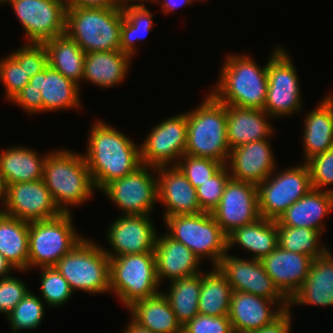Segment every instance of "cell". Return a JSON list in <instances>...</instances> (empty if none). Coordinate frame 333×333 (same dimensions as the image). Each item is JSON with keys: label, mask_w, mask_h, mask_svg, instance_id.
Masks as SVG:
<instances>
[{"label": "cell", "mask_w": 333, "mask_h": 333, "mask_svg": "<svg viewBox=\"0 0 333 333\" xmlns=\"http://www.w3.org/2000/svg\"><path fill=\"white\" fill-rule=\"evenodd\" d=\"M140 144L142 165L176 166L184 155L187 139V114L174 115L156 124Z\"/></svg>", "instance_id": "obj_14"}, {"label": "cell", "mask_w": 333, "mask_h": 333, "mask_svg": "<svg viewBox=\"0 0 333 333\" xmlns=\"http://www.w3.org/2000/svg\"><path fill=\"white\" fill-rule=\"evenodd\" d=\"M154 255L157 278L161 285L164 279L173 281L201 273V260L183 243L166 233L156 236Z\"/></svg>", "instance_id": "obj_23"}, {"label": "cell", "mask_w": 333, "mask_h": 333, "mask_svg": "<svg viewBox=\"0 0 333 333\" xmlns=\"http://www.w3.org/2000/svg\"><path fill=\"white\" fill-rule=\"evenodd\" d=\"M262 109L227 105V139L230 149L249 142L270 139L274 128Z\"/></svg>", "instance_id": "obj_26"}, {"label": "cell", "mask_w": 333, "mask_h": 333, "mask_svg": "<svg viewBox=\"0 0 333 333\" xmlns=\"http://www.w3.org/2000/svg\"><path fill=\"white\" fill-rule=\"evenodd\" d=\"M29 222L0 214V253L19 272L28 270Z\"/></svg>", "instance_id": "obj_34"}, {"label": "cell", "mask_w": 333, "mask_h": 333, "mask_svg": "<svg viewBox=\"0 0 333 333\" xmlns=\"http://www.w3.org/2000/svg\"><path fill=\"white\" fill-rule=\"evenodd\" d=\"M48 55V65L59 71L80 87L86 53L66 33L43 42Z\"/></svg>", "instance_id": "obj_33"}, {"label": "cell", "mask_w": 333, "mask_h": 333, "mask_svg": "<svg viewBox=\"0 0 333 333\" xmlns=\"http://www.w3.org/2000/svg\"><path fill=\"white\" fill-rule=\"evenodd\" d=\"M154 171L155 167L141 165L133 173L105 185L102 193L121 209V215H150L158 202Z\"/></svg>", "instance_id": "obj_12"}, {"label": "cell", "mask_w": 333, "mask_h": 333, "mask_svg": "<svg viewBox=\"0 0 333 333\" xmlns=\"http://www.w3.org/2000/svg\"><path fill=\"white\" fill-rule=\"evenodd\" d=\"M314 258L279 246L260 261L279 291L290 300L308 277Z\"/></svg>", "instance_id": "obj_22"}, {"label": "cell", "mask_w": 333, "mask_h": 333, "mask_svg": "<svg viewBox=\"0 0 333 333\" xmlns=\"http://www.w3.org/2000/svg\"><path fill=\"white\" fill-rule=\"evenodd\" d=\"M183 333H234L229 316L198 314L183 325Z\"/></svg>", "instance_id": "obj_47"}, {"label": "cell", "mask_w": 333, "mask_h": 333, "mask_svg": "<svg viewBox=\"0 0 333 333\" xmlns=\"http://www.w3.org/2000/svg\"><path fill=\"white\" fill-rule=\"evenodd\" d=\"M226 58L210 94L225 105L263 110L267 98V64L260 67L245 53L229 54Z\"/></svg>", "instance_id": "obj_2"}, {"label": "cell", "mask_w": 333, "mask_h": 333, "mask_svg": "<svg viewBox=\"0 0 333 333\" xmlns=\"http://www.w3.org/2000/svg\"><path fill=\"white\" fill-rule=\"evenodd\" d=\"M122 333H155V332L150 331L149 329H146V328H143V327L139 326L137 323H135L131 319L128 326H126V328L123 329Z\"/></svg>", "instance_id": "obj_53"}, {"label": "cell", "mask_w": 333, "mask_h": 333, "mask_svg": "<svg viewBox=\"0 0 333 333\" xmlns=\"http://www.w3.org/2000/svg\"><path fill=\"white\" fill-rule=\"evenodd\" d=\"M278 246L286 251L308 255L314 259L329 248L321 243L322 233L306 227L277 226ZM325 245V246H324Z\"/></svg>", "instance_id": "obj_38"}, {"label": "cell", "mask_w": 333, "mask_h": 333, "mask_svg": "<svg viewBox=\"0 0 333 333\" xmlns=\"http://www.w3.org/2000/svg\"><path fill=\"white\" fill-rule=\"evenodd\" d=\"M333 94H327L304 118L303 146L306 162L333 147Z\"/></svg>", "instance_id": "obj_30"}, {"label": "cell", "mask_w": 333, "mask_h": 333, "mask_svg": "<svg viewBox=\"0 0 333 333\" xmlns=\"http://www.w3.org/2000/svg\"><path fill=\"white\" fill-rule=\"evenodd\" d=\"M4 191L5 188L3 186L2 181L0 180V205H2L1 207L4 208ZM0 209V214L3 212V209Z\"/></svg>", "instance_id": "obj_54"}, {"label": "cell", "mask_w": 333, "mask_h": 333, "mask_svg": "<svg viewBox=\"0 0 333 333\" xmlns=\"http://www.w3.org/2000/svg\"><path fill=\"white\" fill-rule=\"evenodd\" d=\"M139 326L155 333H183V326L171 309L166 296L158 294L138 300L127 308Z\"/></svg>", "instance_id": "obj_31"}, {"label": "cell", "mask_w": 333, "mask_h": 333, "mask_svg": "<svg viewBox=\"0 0 333 333\" xmlns=\"http://www.w3.org/2000/svg\"><path fill=\"white\" fill-rule=\"evenodd\" d=\"M91 126L83 156L96 190L101 191L142 165L140 145L105 121L96 120Z\"/></svg>", "instance_id": "obj_1"}, {"label": "cell", "mask_w": 333, "mask_h": 333, "mask_svg": "<svg viewBox=\"0 0 333 333\" xmlns=\"http://www.w3.org/2000/svg\"><path fill=\"white\" fill-rule=\"evenodd\" d=\"M333 211V193L311 188L276 220L277 226L306 227L325 231L324 217Z\"/></svg>", "instance_id": "obj_24"}, {"label": "cell", "mask_w": 333, "mask_h": 333, "mask_svg": "<svg viewBox=\"0 0 333 333\" xmlns=\"http://www.w3.org/2000/svg\"><path fill=\"white\" fill-rule=\"evenodd\" d=\"M30 77L24 67L10 55L0 60V82L4 85L9 102L29 83Z\"/></svg>", "instance_id": "obj_45"}, {"label": "cell", "mask_w": 333, "mask_h": 333, "mask_svg": "<svg viewBox=\"0 0 333 333\" xmlns=\"http://www.w3.org/2000/svg\"><path fill=\"white\" fill-rule=\"evenodd\" d=\"M150 217L151 215H120L115 218L106 231L112 251L103 247L109 258L154 252L157 230Z\"/></svg>", "instance_id": "obj_17"}, {"label": "cell", "mask_w": 333, "mask_h": 333, "mask_svg": "<svg viewBox=\"0 0 333 333\" xmlns=\"http://www.w3.org/2000/svg\"><path fill=\"white\" fill-rule=\"evenodd\" d=\"M289 308V302L232 290L228 316L234 333H250L271 324Z\"/></svg>", "instance_id": "obj_19"}, {"label": "cell", "mask_w": 333, "mask_h": 333, "mask_svg": "<svg viewBox=\"0 0 333 333\" xmlns=\"http://www.w3.org/2000/svg\"><path fill=\"white\" fill-rule=\"evenodd\" d=\"M10 4L26 32V41L43 43L65 33L66 0H1Z\"/></svg>", "instance_id": "obj_13"}, {"label": "cell", "mask_w": 333, "mask_h": 333, "mask_svg": "<svg viewBox=\"0 0 333 333\" xmlns=\"http://www.w3.org/2000/svg\"><path fill=\"white\" fill-rule=\"evenodd\" d=\"M45 302L31 290L7 315L11 329L16 333L20 330L36 329L41 325L45 313Z\"/></svg>", "instance_id": "obj_39"}, {"label": "cell", "mask_w": 333, "mask_h": 333, "mask_svg": "<svg viewBox=\"0 0 333 333\" xmlns=\"http://www.w3.org/2000/svg\"><path fill=\"white\" fill-rule=\"evenodd\" d=\"M2 213L27 222L53 219L62 214L43 179L7 185Z\"/></svg>", "instance_id": "obj_15"}, {"label": "cell", "mask_w": 333, "mask_h": 333, "mask_svg": "<svg viewBox=\"0 0 333 333\" xmlns=\"http://www.w3.org/2000/svg\"><path fill=\"white\" fill-rule=\"evenodd\" d=\"M123 9L67 7L65 33L85 53L120 50Z\"/></svg>", "instance_id": "obj_5"}, {"label": "cell", "mask_w": 333, "mask_h": 333, "mask_svg": "<svg viewBox=\"0 0 333 333\" xmlns=\"http://www.w3.org/2000/svg\"><path fill=\"white\" fill-rule=\"evenodd\" d=\"M41 90L43 112L79 108L81 87L49 65L29 80Z\"/></svg>", "instance_id": "obj_27"}, {"label": "cell", "mask_w": 333, "mask_h": 333, "mask_svg": "<svg viewBox=\"0 0 333 333\" xmlns=\"http://www.w3.org/2000/svg\"><path fill=\"white\" fill-rule=\"evenodd\" d=\"M211 214L226 235L255 222L260 218L257 186L230 178Z\"/></svg>", "instance_id": "obj_18"}, {"label": "cell", "mask_w": 333, "mask_h": 333, "mask_svg": "<svg viewBox=\"0 0 333 333\" xmlns=\"http://www.w3.org/2000/svg\"><path fill=\"white\" fill-rule=\"evenodd\" d=\"M132 58L121 50L86 53L82 82L105 89L117 86L125 81Z\"/></svg>", "instance_id": "obj_28"}, {"label": "cell", "mask_w": 333, "mask_h": 333, "mask_svg": "<svg viewBox=\"0 0 333 333\" xmlns=\"http://www.w3.org/2000/svg\"><path fill=\"white\" fill-rule=\"evenodd\" d=\"M230 178L228 167L223 165L208 181L196 187L199 206L203 212L211 213L218 206Z\"/></svg>", "instance_id": "obj_42"}, {"label": "cell", "mask_w": 333, "mask_h": 333, "mask_svg": "<svg viewBox=\"0 0 333 333\" xmlns=\"http://www.w3.org/2000/svg\"><path fill=\"white\" fill-rule=\"evenodd\" d=\"M292 309L286 310L279 318H277L271 324L264 326L257 331L250 333H290L292 324V315L290 312Z\"/></svg>", "instance_id": "obj_49"}, {"label": "cell", "mask_w": 333, "mask_h": 333, "mask_svg": "<svg viewBox=\"0 0 333 333\" xmlns=\"http://www.w3.org/2000/svg\"><path fill=\"white\" fill-rule=\"evenodd\" d=\"M198 107L186 112L187 139L184 154L210 158L227 164L230 147L227 139V105L210 93Z\"/></svg>", "instance_id": "obj_4"}, {"label": "cell", "mask_w": 333, "mask_h": 333, "mask_svg": "<svg viewBox=\"0 0 333 333\" xmlns=\"http://www.w3.org/2000/svg\"><path fill=\"white\" fill-rule=\"evenodd\" d=\"M38 269L41 270L40 290L45 304L57 308L69 301L74 292L55 266Z\"/></svg>", "instance_id": "obj_40"}, {"label": "cell", "mask_w": 333, "mask_h": 333, "mask_svg": "<svg viewBox=\"0 0 333 333\" xmlns=\"http://www.w3.org/2000/svg\"><path fill=\"white\" fill-rule=\"evenodd\" d=\"M29 291L27 285L12 274L0 279V313L7 316Z\"/></svg>", "instance_id": "obj_46"}, {"label": "cell", "mask_w": 333, "mask_h": 333, "mask_svg": "<svg viewBox=\"0 0 333 333\" xmlns=\"http://www.w3.org/2000/svg\"><path fill=\"white\" fill-rule=\"evenodd\" d=\"M11 102L16 105L18 104L19 107L24 109V111L29 114H38L43 112L41 90L29 83L16 94Z\"/></svg>", "instance_id": "obj_48"}, {"label": "cell", "mask_w": 333, "mask_h": 333, "mask_svg": "<svg viewBox=\"0 0 333 333\" xmlns=\"http://www.w3.org/2000/svg\"><path fill=\"white\" fill-rule=\"evenodd\" d=\"M232 288L216 267L206 273L201 272L199 294V314L208 316H228Z\"/></svg>", "instance_id": "obj_35"}, {"label": "cell", "mask_w": 333, "mask_h": 333, "mask_svg": "<svg viewBox=\"0 0 333 333\" xmlns=\"http://www.w3.org/2000/svg\"><path fill=\"white\" fill-rule=\"evenodd\" d=\"M123 9V23L120 36V50L134 57L137 40H144L153 30V13L144 5L126 4Z\"/></svg>", "instance_id": "obj_37"}, {"label": "cell", "mask_w": 333, "mask_h": 333, "mask_svg": "<svg viewBox=\"0 0 333 333\" xmlns=\"http://www.w3.org/2000/svg\"><path fill=\"white\" fill-rule=\"evenodd\" d=\"M165 232L173 240L183 243L201 262L211 259L216 267L227 251V235L211 213L195 215H174L164 218Z\"/></svg>", "instance_id": "obj_8"}, {"label": "cell", "mask_w": 333, "mask_h": 333, "mask_svg": "<svg viewBox=\"0 0 333 333\" xmlns=\"http://www.w3.org/2000/svg\"><path fill=\"white\" fill-rule=\"evenodd\" d=\"M15 267L0 253V279L11 276Z\"/></svg>", "instance_id": "obj_52"}, {"label": "cell", "mask_w": 333, "mask_h": 333, "mask_svg": "<svg viewBox=\"0 0 333 333\" xmlns=\"http://www.w3.org/2000/svg\"><path fill=\"white\" fill-rule=\"evenodd\" d=\"M155 172L158 202L165 208L163 219L174 215H195L203 212L199 206L196 188L177 166L157 167Z\"/></svg>", "instance_id": "obj_21"}, {"label": "cell", "mask_w": 333, "mask_h": 333, "mask_svg": "<svg viewBox=\"0 0 333 333\" xmlns=\"http://www.w3.org/2000/svg\"><path fill=\"white\" fill-rule=\"evenodd\" d=\"M67 7H107L122 9L120 0H66Z\"/></svg>", "instance_id": "obj_50"}, {"label": "cell", "mask_w": 333, "mask_h": 333, "mask_svg": "<svg viewBox=\"0 0 333 333\" xmlns=\"http://www.w3.org/2000/svg\"><path fill=\"white\" fill-rule=\"evenodd\" d=\"M269 139L249 142L230 150L226 166L232 179L258 186L276 170Z\"/></svg>", "instance_id": "obj_20"}, {"label": "cell", "mask_w": 333, "mask_h": 333, "mask_svg": "<svg viewBox=\"0 0 333 333\" xmlns=\"http://www.w3.org/2000/svg\"><path fill=\"white\" fill-rule=\"evenodd\" d=\"M194 188L202 185L213 176L223 164L210 158L193 157L184 154L176 165Z\"/></svg>", "instance_id": "obj_41"}, {"label": "cell", "mask_w": 333, "mask_h": 333, "mask_svg": "<svg viewBox=\"0 0 333 333\" xmlns=\"http://www.w3.org/2000/svg\"><path fill=\"white\" fill-rule=\"evenodd\" d=\"M309 169L311 186L333 193V147L305 162ZM331 186L330 187H327Z\"/></svg>", "instance_id": "obj_43"}, {"label": "cell", "mask_w": 333, "mask_h": 333, "mask_svg": "<svg viewBox=\"0 0 333 333\" xmlns=\"http://www.w3.org/2000/svg\"><path fill=\"white\" fill-rule=\"evenodd\" d=\"M28 146H12L0 151V180L4 188L17 182L43 179L46 155Z\"/></svg>", "instance_id": "obj_29"}, {"label": "cell", "mask_w": 333, "mask_h": 333, "mask_svg": "<svg viewBox=\"0 0 333 333\" xmlns=\"http://www.w3.org/2000/svg\"><path fill=\"white\" fill-rule=\"evenodd\" d=\"M236 244L252 253V259L261 260L278 247L276 220L260 217L251 224L234 229L227 235V251Z\"/></svg>", "instance_id": "obj_32"}, {"label": "cell", "mask_w": 333, "mask_h": 333, "mask_svg": "<svg viewBox=\"0 0 333 333\" xmlns=\"http://www.w3.org/2000/svg\"><path fill=\"white\" fill-rule=\"evenodd\" d=\"M109 260L110 293L114 291L124 307L160 292L154 252L116 256Z\"/></svg>", "instance_id": "obj_7"}, {"label": "cell", "mask_w": 333, "mask_h": 333, "mask_svg": "<svg viewBox=\"0 0 333 333\" xmlns=\"http://www.w3.org/2000/svg\"><path fill=\"white\" fill-rule=\"evenodd\" d=\"M216 268L226 278L232 290L253 294L275 302H289L266 273L260 260L252 259V257L238 258L227 252L220 259Z\"/></svg>", "instance_id": "obj_16"}, {"label": "cell", "mask_w": 333, "mask_h": 333, "mask_svg": "<svg viewBox=\"0 0 333 333\" xmlns=\"http://www.w3.org/2000/svg\"><path fill=\"white\" fill-rule=\"evenodd\" d=\"M166 292L171 309L178 321L185 325L199 314L198 302L201 289V273L169 282Z\"/></svg>", "instance_id": "obj_36"}, {"label": "cell", "mask_w": 333, "mask_h": 333, "mask_svg": "<svg viewBox=\"0 0 333 333\" xmlns=\"http://www.w3.org/2000/svg\"><path fill=\"white\" fill-rule=\"evenodd\" d=\"M9 54L24 67L30 78L45 70L48 66L47 50L43 43L26 42Z\"/></svg>", "instance_id": "obj_44"}, {"label": "cell", "mask_w": 333, "mask_h": 333, "mask_svg": "<svg viewBox=\"0 0 333 333\" xmlns=\"http://www.w3.org/2000/svg\"><path fill=\"white\" fill-rule=\"evenodd\" d=\"M312 188L307 164L273 172L257 186L260 217L277 220Z\"/></svg>", "instance_id": "obj_11"}, {"label": "cell", "mask_w": 333, "mask_h": 333, "mask_svg": "<svg viewBox=\"0 0 333 333\" xmlns=\"http://www.w3.org/2000/svg\"><path fill=\"white\" fill-rule=\"evenodd\" d=\"M71 213L41 221L29 222L28 271L52 267L84 237L73 227Z\"/></svg>", "instance_id": "obj_9"}, {"label": "cell", "mask_w": 333, "mask_h": 333, "mask_svg": "<svg viewBox=\"0 0 333 333\" xmlns=\"http://www.w3.org/2000/svg\"><path fill=\"white\" fill-rule=\"evenodd\" d=\"M297 68L283 47L276 46L267 62V98L263 110L271 118L291 116L302 109Z\"/></svg>", "instance_id": "obj_10"}, {"label": "cell", "mask_w": 333, "mask_h": 333, "mask_svg": "<svg viewBox=\"0 0 333 333\" xmlns=\"http://www.w3.org/2000/svg\"><path fill=\"white\" fill-rule=\"evenodd\" d=\"M157 1L160 2V0H153L152 2H155L157 4ZM161 1H162L161 9L163 10V12H165V14H167L169 12H173L175 9H178L182 6L191 4L194 0H161Z\"/></svg>", "instance_id": "obj_51"}, {"label": "cell", "mask_w": 333, "mask_h": 333, "mask_svg": "<svg viewBox=\"0 0 333 333\" xmlns=\"http://www.w3.org/2000/svg\"><path fill=\"white\" fill-rule=\"evenodd\" d=\"M328 249L314 259L308 277L289 300L290 306H333V255Z\"/></svg>", "instance_id": "obj_25"}, {"label": "cell", "mask_w": 333, "mask_h": 333, "mask_svg": "<svg viewBox=\"0 0 333 333\" xmlns=\"http://www.w3.org/2000/svg\"><path fill=\"white\" fill-rule=\"evenodd\" d=\"M43 181L62 213H71L70 206H80L95 194L84 156L73 150L62 148L47 153Z\"/></svg>", "instance_id": "obj_3"}, {"label": "cell", "mask_w": 333, "mask_h": 333, "mask_svg": "<svg viewBox=\"0 0 333 333\" xmlns=\"http://www.w3.org/2000/svg\"><path fill=\"white\" fill-rule=\"evenodd\" d=\"M123 5L126 4H139V3H144L146 4L147 2H152L153 0H120ZM137 1V2H136Z\"/></svg>", "instance_id": "obj_55"}, {"label": "cell", "mask_w": 333, "mask_h": 333, "mask_svg": "<svg viewBox=\"0 0 333 333\" xmlns=\"http://www.w3.org/2000/svg\"><path fill=\"white\" fill-rule=\"evenodd\" d=\"M73 292H110V260L103 246L91 238H83L55 265Z\"/></svg>", "instance_id": "obj_6"}]
</instances>
